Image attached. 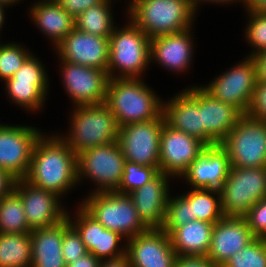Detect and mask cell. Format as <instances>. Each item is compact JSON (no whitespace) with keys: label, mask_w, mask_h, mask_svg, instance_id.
I'll return each mask as SVG.
<instances>
[{"label":"cell","mask_w":266,"mask_h":267,"mask_svg":"<svg viewBox=\"0 0 266 267\" xmlns=\"http://www.w3.org/2000/svg\"><path fill=\"white\" fill-rule=\"evenodd\" d=\"M61 61L65 88L75 106L105 103L109 81L107 71Z\"/></svg>","instance_id":"16"},{"label":"cell","mask_w":266,"mask_h":267,"mask_svg":"<svg viewBox=\"0 0 266 267\" xmlns=\"http://www.w3.org/2000/svg\"><path fill=\"white\" fill-rule=\"evenodd\" d=\"M109 42V79L140 78L151 61V38L130 20L125 28L114 29ZM115 68L120 71L116 76Z\"/></svg>","instance_id":"5"},{"label":"cell","mask_w":266,"mask_h":267,"mask_svg":"<svg viewBox=\"0 0 266 267\" xmlns=\"http://www.w3.org/2000/svg\"><path fill=\"white\" fill-rule=\"evenodd\" d=\"M244 217L256 238H266V197L251 207Z\"/></svg>","instance_id":"38"},{"label":"cell","mask_w":266,"mask_h":267,"mask_svg":"<svg viewBox=\"0 0 266 267\" xmlns=\"http://www.w3.org/2000/svg\"><path fill=\"white\" fill-rule=\"evenodd\" d=\"M256 67L257 82H266V50L251 56Z\"/></svg>","instance_id":"43"},{"label":"cell","mask_w":266,"mask_h":267,"mask_svg":"<svg viewBox=\"0 0 266 267\" xmlns=\"http://www.w3.org/2000/svg\"><path fill=\"white\" fill-rule=\"evenodd\" d=\"M141 78L109 79L105 104L119 127L158 118L163 103Z\"/></svg>","instance_id":"2"},{"label":"cell","mask_w":266,"mask_h":267,"mask_svg":"<svg viewBox=\"0 0 266 267\" xmlns=\"http://www.w3.org/2000/svg\"><path fill=\"white\" fill-rule=\"evenodd\" d=\"M186 195L169 197L162 229L170 235L189 221L200 220L215 224L224 217L219 190L192 188ZM212 194V195H211ZM217 195V198L214 195Z\"/></svg>","instance_id":"9"},{"label":"cell","mask_w":266,"mask_h":267,"mask_svg":"<svg viewBox=\"0 0 266 267\" xmlns=\"http://www.w3.org/2000/svg\"><path fill=\"white\" fill-rule=\"evenodd\" d=\"M14 191L20 196L31 230L57 225L67 216L59 204V196L32 186L24 179L16 180Z\"/></svg>","instance_id":"18"},{"label":"cell","mask_w":266,"mask_h":267,"mask_svg":"<svg viewBox=\"0 0 266 267\" xmlns=\"http://www.w3.org/2000/svg\"><path fill=\"white\" fill-rule=\"evenodd\" d=\"M100 260L95 257L90 252L77 257L76 260H73L71 263L67 264L66 267H99Z\"/></svg>","instance_id":"44"},{"label":"cell","mask_w":266,"mask_h":267,"mask_svg":"<svg viewBox=\"0 0 266 267\" xmlns=\"http://www.w3.org/2000/svg\"><path fill=\"white\" fill-rule=\"evenodd\" d=\"M16 180L9 172L0 168V200L14 190Z\"/></svg>","instance_id":"42"},{"label":"cell","mask_w":266,"mask_h":267,"mask_svg":"<svg viewBox=\"0 0 266 267\" xmlns=\"http://www.w3.org/2000/svg\"><path fill=\"white\" fill-rule=\"evenodd\" d=\"M175 267H219L207 256L177 255Z\"/></svg>","instance_id":"41"},{"label":"cell","mask_w":266,"mask_h":267,"mask_svg":"<svg viewBox=\"0 0 266 267\" xmlns=\"http://www.w3.org/2000/svg\"><path fill=\"white\" fill-rule=\"evenodd\" d=\"M41 135L42 132L30 126L0 125V168L17 180L24 179Z\"/></svg>","instance_id":"13"},{"label":"cell","mask_w":266,"mask_h":267,"mask_svg":"<svg viewBox=\"0 0 266 267\" xmlns=\"http://www.w3.org/2000/svg\"><path fill=\"white\" fill-rule=\"evenodd\" d=\"M163 113L156 119L119 127L118 144L125 161L155 167L159 171Z\"/></svg>","instance_id":"11"},{"label":"cell","mask_w":266,"mask_h":267,"mask_svg":"<svg viewBox=\"0 0 266 267\" xmlns=\"http://www.w3.org/2000/svg\"><path fill=\"white\" fill-rule=\"evenodd\" d=\"M20 196L13 190L0 200V233L31 232Z\"/></svg>","instance_id":"32"},{"label":"cell","mask_w":266,"mask_h":267,"mask_svg":"<svg viewBox=\"0 0 266 267\" xmlns=\"http://www.w3.org/2000/svg\"><path fill=\"white\" fill-rule=\"evenodd\" d=\"M69 223L77 230L88 252L100 261L122 257L126 250L118 249L122 237L118 232L106 229L92 217L81 205L76 216V223L66 216Z\"/></svg>","instance_id":"22"},{"label":"cell","mask_w":266,"mask_h":267,"mask_svg":"<svg viewBox=\"0 0 266 267\" xmlns=\"http://www.w3.org/2000/svg\"><path fill=\"white\" fill-rule=\"evenodd\" d=\"M81 206L106 229L130 239L149 228L142 222L128 194L94 192Z\"/></svg>","instance_id":"6"},{"label":"cell","mask_w":266,"mask_h":267,"mask_svg":"<svg viewBox=\"0 0 266 267\" xmlns=\"http://www.w3.org/2000/svg\"><path fill=\"white\" fill-rule=\"evenodd\" d=\"M163 102L165 123L171 128L184 132L203 142L201 110L198 107V87L187 88L171 98L168 104Z\"/></svg>","instance_id":"25"},{"label":"cell","mask_w":266,"mask_h":267,"mask_svg":"<svg viewBox=\"0 0 266 267\" xmlns=\"http://www.w3.org/2000/svg\"><path fill=\"white\" fill-rule=\"evenodd\" d=\"M31 234V267H66L62 255L63 220L57 225L35 229Z\"/></svg>","instance_id":"27"},{"label":"cell","mask_w":266,"mask_h":267,"mask_svg":"<svg viewBox=\"0 0 266 267\" xmlns=\"http://www.w3.org/2000/svg\"><path fill=\"white\" fill-rule=\"evenodd\" d=\"M167 179L169 175L159 173L143 187L128 193L140 219L148 228H162L164 225L170 195Z\"/></svg>","instance_id":"24"},{"label":"cell","mask_w":266,"mask_h":267,"mask_svg":"<svg viewBox=\"0 0 266 267\" xmlns=\"http://www.w3.org/2000/svg\"><path fill=\"white\" fill-rule=\"evenodd\" d=\"M67 13L75 19L88 8L101 3L103 0H55Z\"/></svg>","instance_id":"40"},{"label":"cell","mask_w":266,"mask_h":267,"mask_svg":"<svg viewBox=\"0 0 266 267\" xmlns=\"http://www.w3.org/2000/svg\"><path fill=\"white\" fill-rule=\"evenodd\" d=\"M32 54L19 44L8 43L0 46V78H11Z\"/></svg>","instance_id":"35"},{"label":"cell","mask_w":266,"mask_h":267,"mask_svg":"<svg viewBox=\"0 0 266 267\" xmlns=\"http://www.w3.org/2000/svg\"><path fill=\"white\" fill-rule=\"evenodd\" d=\"M159 173L160 172L155 167L126 161L121 183L115 192L128 194L137 188L143 187L146 183H149Z\"/></svg>","instance_id":"33"},{"label":"cell","mask_w":266,"mask_h":267,"mask_svg":"<svg viewBox=\"0 0 266 267\" xmlns=\"http://www.w3.org/2000/svg\"><path fill=\"white\" fill-rule=\"evenodd\" d=\"M190 28L182 32L157 36L151 39V60L176 72L190 66L192 38Z\"/></svg>","instance_id":"26"},{"label":"cell","mask_w":266,"mask_h":267,"mask_svg":"<svg viewBox=\"0 0 266 267\" xmlns=\"http://www.w3.org/2000/svg\"><path fill=\"white\" fill-rule=\"evenodd\" d=\"M230 168L228 153L218 144L204 148L182 176L193 188L220 190Z\"/></svg>","instance_id":"23"},{"label":"cell","mask_w":266,"mask_h":267,"mask_svg":"<svg viewBox=\"0 0 266 267\" xmlns=\"http://www.w3.org/2000/svg\"><path fill=\"white\" fill-rule=\"evenodd\" d=\"M206 147L199 139L164 123L160 135L159 172L182 177Z\"/></svg>","instance_id":"14"},{"label":"cell","mask_w":266,"mask_h":267,"mask_svg":"<svg viewBox=\"0 0 266 267\" xmlns=\"http://www.w3.org/2000/svg\"><path fill=\"white\" fill-rule=\"evenodd\" d=\"M250 16L249 24L246 28V38L251 46L257 49L250 54V57L255 53L266 50V13H252L247 12Z\"/></svg>","instance_id":"37"},{"label":"cell","mask_w":266,"mask_h":267,"mask_svg":"<svg viewBox=\"0 0 266 267\" xmlns=\"http://www.w3.org/2000/svg\"><path fill=\"white\" fill-rule=\"evenodd\" d=\"M4 4L0 3V29L2 28V24H4Z\"/></svg>","instance_id":"48"},{"label":"cell","mask_w":266,"mask_h":267,"mask_svg":"<svg viewBox=\"0 0 266 267\" xmlns=\"http://www.w3.org/2000/svg\"><path fill=\"white\" fill-rule=\"evenodd\" d=\"M219 191L223 215L244 217L266 197V167H231Z\"/></svg>","instance_id":"8"},{"label":"cell","mask_w":266,"mask_h":267,"mask_svg":"<svg viewBox=\"0 0 266 267\" xmlns=\"http://www.w3.org/2000/svg\"><path fill=\"white\" fill-rule=\"evenodd\" d=\"M255 238L245 217L224 216L214 224L211 244L206 256L222 267Z\"/></svg>","instance_id":"20"},{"label":"cell","mask_w":266,"mask_h":267,"mask_svg":"<svg viewBox=\"0 0 266 267\" xmlns=\"http://www.w3.org/2000/svg\"><path fill=\"white\" fill-rule=\"evenodd\" d=\"M198 107L206 146L220 144L243 115L234 105L213 98L202 86L198 87Z\"/></svg>","instance_id":"21"},{"label":"cell","mask_w":266,"mask_h":267,"mask_svg":"<svg viewBox=\"0 0 266 267\" xmlns=\"http://www.w3.org/2000/svg\"><path fill=\"white\" fill-rule=\"evenodd\" d=\"M219 145L231 167H266V121L243 114Z\"/></svg>","instance_id":"7"},{"label":"cell","mask_w":266,"mask_h":267,"mask_svg":"<svg viewBox=\"0 0 266 267\" xmlns=\"http://www.w3.org/2000/svg\"><path fill=\"white\" fill-rule=\"evenodd\" d=\"M257 85L256 67L250 56L234 68L217 77L202 87L216 100L230 103L243 114H247L251 106Z\"/></svg>","instance_id":"12"},{"label":"cell","mask_w":266,"mask_h":267,"mask_svg":"<svg viewBox=\"0 0 266 267\" xmlns=\"http://www.w3.org/2000/svg\"><path fill=\"white\" fill-rule=\"evenodd\" d=\"M30 232L0 233V267H31Z\"/></svg>","instance_id":"30"},{"label":"cell","mask_w":266,"mask_h":267,"mask_svg":"<svg viewBox=\"0 0 266 267\" xmlns=\"http://www.w3.org/2000/svg\"><path fill=\"white\" fill-rule=\"evenodd\" d=\"M127 241L125 250L131 267H175L177 254L162 228H149Z\"/></svg>","instance_id":"15"},{"label":"cell","mask_w":266,"mask_h":267,"mask_svg":"<svg viewBox=\"0 0 266 267\" xmlns=\"http://www.w3.org/2000/svg\"><path fill=\"white\" fill-rule=\"evenodd\" d=\"M47 82L44 67L34 55H31L5 84L8 96L15 104L33 111L44 104L48 92Z\"/></svg>","instance_id":"17"},{"label":"cell","mask_w":266,"mask_h":267,"mask_svg":"<svg viewBox=\"0 0 266 267\" xmlns=\"http://www.w3.org/2000/svg\"><path fill=\"white\" fill-rule=\"evenodd\" d=\"M128 12L131 21L152 39L189 29L196 11L189 0H131Z\"/></svg>","instance_id":"3"},{"label":"cell","mask_w":266,"mask_h":267,"mask_svg":"<svg viewBox=\"0 0 266 267\" xmlns=\"http://www.w3.org/2000/svg\"><path fill=\"white\" fill-rule=\"evenodd\" d=\"M88 251L77 230L69 223L66 217L63 220L62 255L67 264L81 257Z\"/></svg>","instance_id":"36"},{"label":"cell","mask_w":266,"mask_h":267,"mask_svg":"<svg viewBox=\"0 0 266 267\" xmlns=\"http://www.w3.org/2000/svg\"><path fill=\"white\" fill-rule=\"evenodd\" d=\"M222 267H266V238H255Z\"/></svg>","instance_id":"34"},{"label":"cell","mask_w":266,"mask_h":267,"mask_svg":"<svg viewBox=\"0 0 266 267\" xmlns=\"http://www.w3.org/2000/svg\"><path fill=\"white\" fill-rule=\"evenodd\" d=\"M56 48L61 60L107 71L110 53L107 37L88 34L75 27Z\"/></svg>","instance_id":"19"},{"label":"cell","mask_w":266,"mask_h":267,"mask_svg":"<svg viewBox=\"0 0 266 267\" xmlns=\"http://www.w3.org/2000/svg\"><path fill=\"white\" fill-rule=\"evenodd\" d=\"M214 224L192 220L176 228L169 236L177 255L206 256L212 237Z\"/></svg>","instance_id":"29"},{"label":"cell","mask_w":266,"mask_h":267,"mask_svg":"<svg viewBox=\"0 0 266 267\" xmlns=\"http://www.w3.org/2000/svg\"><path fill=\"white\" fill-rule=\"evenodd\" d=\"M99 267H131V265L128 256L125 254L119 258L102 260Z\"/></svg>","instance_id":"45"},{"label":"cell","mask_w":266,"mask_h":267,"mask_svg":"<svg viewBox=\"0 0 266 267\" xmlns=\"http://www.w3.org/2000/svg\"><path fill=\"white\" fill-rule=\"evenodd\" d=\"M18 1H20V0H0V3L1 4H4V5H6V6H10V4H15V3H17Z\"/></svg>","instance_id":"49"},{"label":"cell","mask_w":266,"mask_h":267,"mask_svg":"<svg viewBox=\"0 0 266 267\" xmlns=\"http://www.w3.org/2000/svg\"><path fill=\"white\" fill-rule=\"evenodd\" d=\"M201 1H207V2L209 1V2H211V3H212V2H213V3H214V2H215V3H218V2H219L220 4H221V3H225V4H226V3L233 2V1H235V0H189V2L191 3V5L193 6V8H194L195 11H196V8L198 7L197 4L200 3ZM237 1H238V0H237ZM239 1L244 2V0H239ZM197 2H198V3H197Z\"/></svg>","instance_id":"47"},{"label":"cell","mask_w":266,"mask_h":267,"mask_svg":"<svg viewBox=\"0 0 266 267\" xmlns=\"http://www.w3.org/2000/svg\"><path fill=\"white\" fill-rule=\"evenodd\" d=\"M111 0H103L82 12L75 20V27L85 33L109 38L116 27L113 26Z\"/></svg>","instance_id":"31"},{"label":"cell","mask_w":266,"mask_h":267,"mask_svg":"<svg viewBox=\"0 0 266 267\" xmlns=\"http://www.w3.org/2000/svg\"><path fill=\"white\" fill-rule=\"evenodd\" d=\"M247 114L253 118L266 121V82H257Z\"/></svg>","instance_id":"39"},{"label":"cell","mask_w":266,"mask_h":267,"mask_svg":"<svg viewBox=\"0 0 266 267\" xmlns=\"http://www.w3.org/2000/svg\"><path fill=\"white\" fill-rule=\"evenodd\" d=\"M125 158L118 142H111L77 155L78 181L83 176L99 186L95 192L116 191L121 183Z\"/></svg>","instance_id":"10"},{"label":"cell","mask_w":266,"mask_h":267,"mask_svg":"<svg viewBox=\"0 0 266 267\" xmlns=\"http://www.w3.org/2000/svg\"><path fill=\"white\" fill-rule=\"evenodd\" d=\"M30 14L36 26L51 38L56 47L75 28V18L55 0L39 1L31 8Z\"/></svg>","instance_id":"28"},{"label":"cell","mask_w":266,"mask_h":267,"mask_svg":"<svg viewBox=\"0 0 266 267\" xmlns=\"http://www.w3.org/2000/svg\"><path fill=\"white\" fill-rule=\"evenodd\" d=\"M24 180L61 196L78 183L77 155L59 135L37 140Z\"/></svg>","instance_id":"1"},{"label":"cell","mask_w":266,"mask_h":267,"mask_svg":"<svg viewBox=\"0 0 266 267\" xmlns=\"http://www.w3.org/2000/svg\"><path fill=\"white\" fill-rule=\"evenodd\" d=\"M68 137L62 139L76 155L111 142H118L119 126L105 103L76 106Z\"/></svg>","instance_id":"4"},{"label":"cell","mask_w":266,"mask_h":267,"mask_svg":"<svg viewBox=\"0 0 266 267\" xmlns=\"http://www.w3.org/2000/svg\"><path fill=\"white\" fill-rule=\"evenodd\" d=\"M246 10L252 13H266V0H244Z\"/></svg>","instance_id":"46"}]
</instances>
